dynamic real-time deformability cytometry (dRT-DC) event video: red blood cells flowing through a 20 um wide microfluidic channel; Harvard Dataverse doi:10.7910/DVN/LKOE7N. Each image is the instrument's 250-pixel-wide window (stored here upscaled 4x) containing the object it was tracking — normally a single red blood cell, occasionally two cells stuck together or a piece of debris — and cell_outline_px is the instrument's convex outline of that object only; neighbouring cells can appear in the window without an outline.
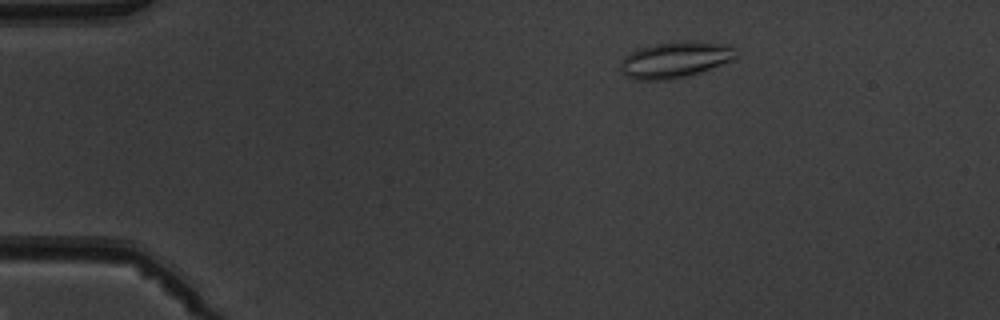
{"species": "common noctule bat (a hibernating species)", "species_latin": "Nyctalus noctula", "temperature_condition": "warm", "stored_images_in_passage": 8, "camera_frame_rate_fps": 3000, "um_per_image_px": 0.085, "animal": {"sex": "male", "body_mass_g": 19.5, "forearm_length_mm": 54.6}, "frame": {"image": 1, "passage_image": 3, "time_ms": 2.0, "image_size_px": [1000, 320], "cell_outline_px": [[736, 56], [732, 60], [700, 72], [668, 80], [640, 80], [628, 76], [620, 68], [620, 64], [624, 56], [640, 48], [656, 44], [680, 40], [696, 40], [728, 44], [732, 48]], "centroid_in_image_um": [57.4, 5.05], "position_along_channel_um": 27.6, "area_um2": 24.1}}
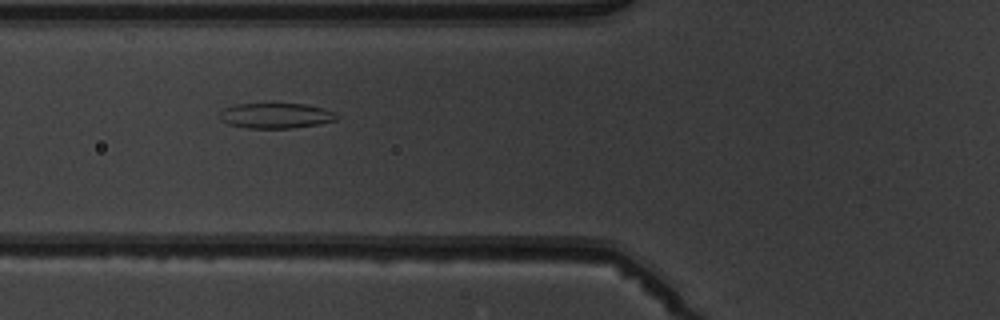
{"frame": {"image": 2, "passage_image": 6, "time_ms": 5.667, "image_size_px": [1000, 320], "cell_outline_px": [[340, 116], [336, 120], [320, 124], [292, 128], [248, 128], [228, 124], [220, 120], [216, 116], [224, 108], [236, 104], [304, 104], [324, 108]], "centroid_in_image_um": [23.42, 9.84], "position_along_channel_um": 102.4, "area_um2": 17.34}}
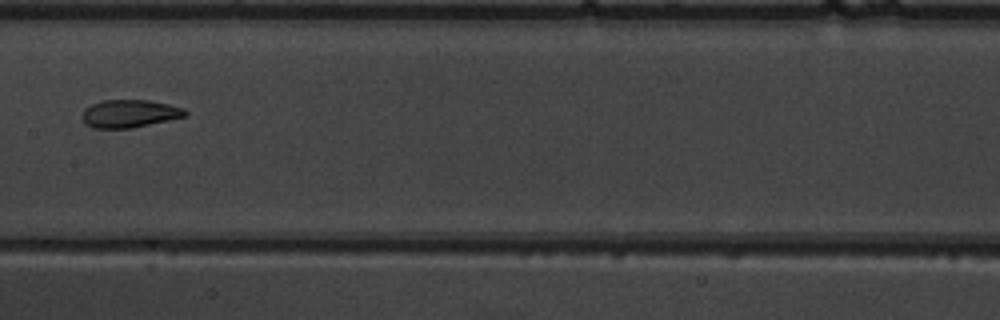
{"frame": {"image": 3, "passage_image": 8, "time_ms": 8.0, "image_size_px": [1000, 320], "cell_outline_px": [[188, 116], [132, 128], [92, 128], [84, 124], [80, 116], [84, 108], [100, 100], [148, 100], [168, 104], [184, 108], [188, 112]], "centroid_in_image_um": [10.98, 9.66], "position_along_channel_um": 196.4, "area_um2": 16.99}}